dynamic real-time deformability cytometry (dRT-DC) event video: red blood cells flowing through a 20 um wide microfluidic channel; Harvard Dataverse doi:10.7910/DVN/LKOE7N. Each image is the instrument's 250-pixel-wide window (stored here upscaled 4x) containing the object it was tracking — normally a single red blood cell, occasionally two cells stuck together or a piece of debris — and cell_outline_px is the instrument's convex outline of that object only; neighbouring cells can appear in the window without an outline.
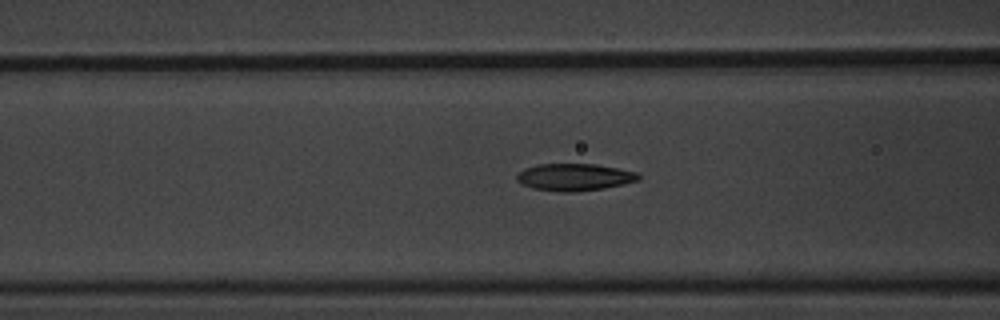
{"species": "common noctule bat (a hibernating species)", "species_latin": "Nyctalus noctula", "temperature_condition": "warm", "stored_images_in_passage": 61, "camera_frame_rate_fps": 3000, "um_per_image_px": 0.085, "animal": {"sex": "male", "body_mass_g": 20.1, "forearm_length_mm": 53.5}, "frame": {"image": 1, "passage_image": 24, "time_ms": 7.667, "image_size_px": [1000, 320], "cell_outline_px": [[640, 180], [624, 184], [604, 188], [572, 192], [560, 192], [532, 188], [520, 184], [516, 180], [516, 176], [524, 168], [536, 164], [596, 164], [640, 172]], "centroid_in_image_um": [48.84, 15.05], "position_along_channel_um": 117.8, "area_um2": 19.48}}
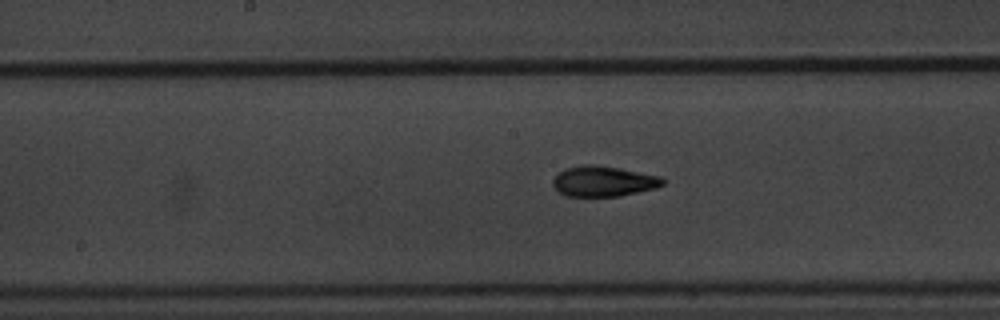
{"frame": {"image": 2, "passage_image": 31, "time_ms": 10.0, "image_size_px": [1000, 320], "cell_outline_px": [[664, 184], [656, 188], [620, 196], [564, 196], [552, 184], [552, 180], [564, 168], [584, 164], [596, 164], [620, 168], [660, 176], [664, 180]], "centroid_in_image_um": [51.29, 15.4], "position_along_channel_um": 196.9, "area_um2": 19.54}}
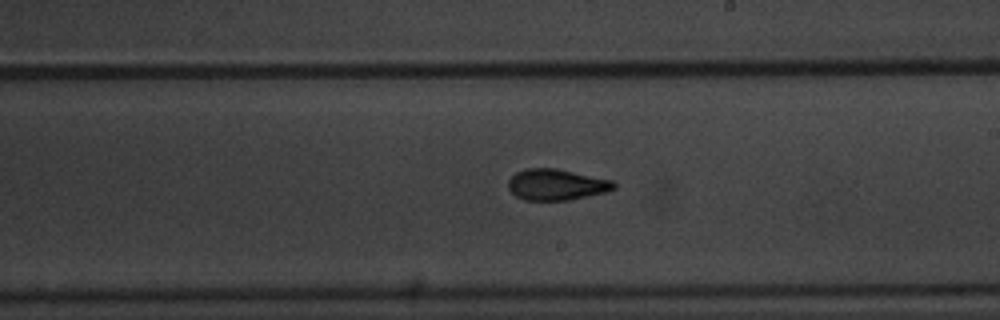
{"frame": {"image": 3, "passage_image": 35, "time_ms": 11.333, "image_size_px": [1000, 320], "cell_outline_px": [[616, 188], [608, 192], [568, 200], [524, 200], [516, 196], [508, 188], [508, 180], [516, 172], [528, 168], [556, 168], [612, 180], [616, 184]], "centroid_in_image_um": [47.31, 15.69], "position_along_channel_um": 241.7, "area_um2": 19.19}, "authors_computed_cell_mechanics": {"area_um2": 18.7272, "velocity_mm_per_s": 3.3768, "shape_relaxation_time_tau1_ms": 3.8037, "shape_relaxation_time_tau2_ms": 2.0354, "deformation_change_tau1": 0.151, "deformation_change_tau2": 0.0996}}